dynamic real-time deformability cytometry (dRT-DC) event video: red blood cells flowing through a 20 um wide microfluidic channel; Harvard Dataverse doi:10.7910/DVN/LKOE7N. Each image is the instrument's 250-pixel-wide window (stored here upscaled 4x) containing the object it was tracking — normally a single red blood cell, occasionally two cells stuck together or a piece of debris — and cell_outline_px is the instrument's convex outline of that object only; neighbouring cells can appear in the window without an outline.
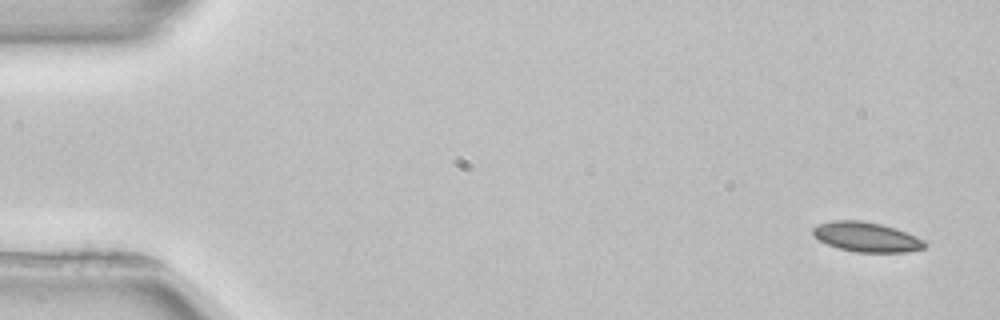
{"species": "common noctule bat (a hibernating species)", "species_latin": "Nyctalus noctula", "temperature_condition": "room temperature", "stored_images_in_passage": 3, "camera_frame_rate_fps": 3000, "um_per_image_px": 0.085, "animal": {"sex": "female", "body_mass_g": 22.7, "forearm_length_mm": 54.2}, "frame": {"image": 1, "passage_image": 1, "time_ms": 0.0, "image_size_px": [1000, 320], "cell_outline_px": [[928, 244], [924, 248], [908, 252], [856, 252], [836, 248], [812, 236], [812, 228], [820, 224], [832, 220], [860, 220], [880, 224], [896, 228], [916, 236], [924, 240]], "centroid_in_image_um": [73.65, 20.15], "position_along_channel_um": 11.3, "area_um2": 19.48}}
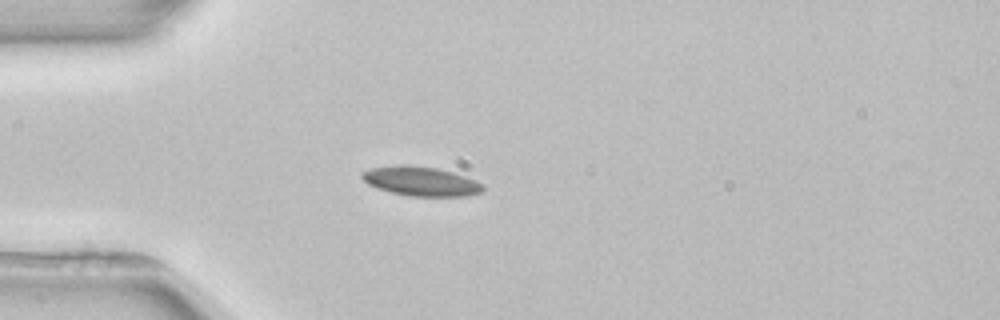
{"frame": {"image": 2, "passage_image": 3, "time_ms": 4.0, "image_size_px": [1000, 320], "cell_outline_px": [[484, 192], [464, 196], [408, 196], [376, 188], [368, 184], [360, 176], [360, 172], [372, 168], [396, 164], [436, 168], [452, 172], [476, 180], [484, 184]], "centroid_in_image_um": [35.77, 15.41], "position_along_channel_um": 49.2, "area_um2": 20.69}}